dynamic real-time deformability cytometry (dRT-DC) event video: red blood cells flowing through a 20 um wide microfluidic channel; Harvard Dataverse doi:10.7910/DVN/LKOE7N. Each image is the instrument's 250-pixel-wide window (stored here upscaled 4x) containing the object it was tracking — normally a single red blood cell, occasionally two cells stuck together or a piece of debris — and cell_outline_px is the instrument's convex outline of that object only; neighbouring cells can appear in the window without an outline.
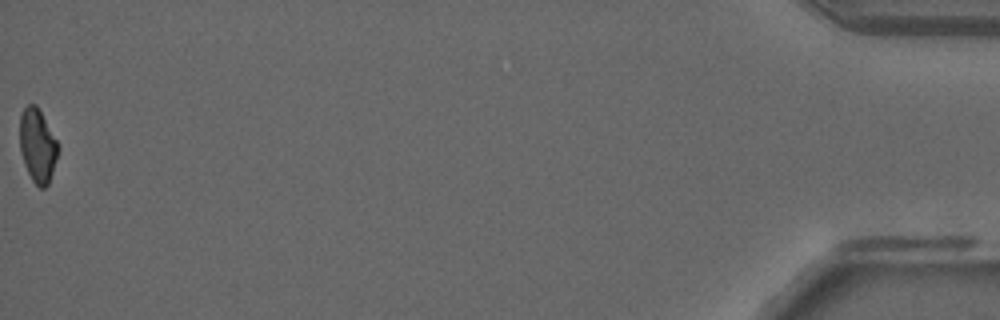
{"species": "common noctule bat (a hibernating species)", "species_latin": "Nyctalus noctula", "temperature_condition": "room temperature", "stored_images_in_passage": 51, "camera_frame_rate_fps": 3000, "um_per_image_px": 0.085, "animal": {"sex": "male", "forearm_length_mm": 52.5}, "frame": {"image": 1, "passage_image": 51, "time_ms": 16.667, "image_size_px": [1000, 320], "cell_outline_px": [[60, 148], [48, 184], [44, 188], [40, 188], [32, 180], [24, 164], [20, 152], [20, 116], [24, 108], [28, 104], [36, 104], [56, 140]], "centroid_in_image_um": [3.18, 12.38], "position_along_channel_um": 432.0, "area_um2": 16.24}, "authors_computed_cell_mechanics": {"area_um2": 17.8602, "velocity_mm_per_s": 3.9303, "shape_relaxation_time_tau1_ms": null, "shape_relaxation_time_tau2_ms": 3.5863, "deformation_change_tau1": null, "deformation_change_tau2": 0.0898}}